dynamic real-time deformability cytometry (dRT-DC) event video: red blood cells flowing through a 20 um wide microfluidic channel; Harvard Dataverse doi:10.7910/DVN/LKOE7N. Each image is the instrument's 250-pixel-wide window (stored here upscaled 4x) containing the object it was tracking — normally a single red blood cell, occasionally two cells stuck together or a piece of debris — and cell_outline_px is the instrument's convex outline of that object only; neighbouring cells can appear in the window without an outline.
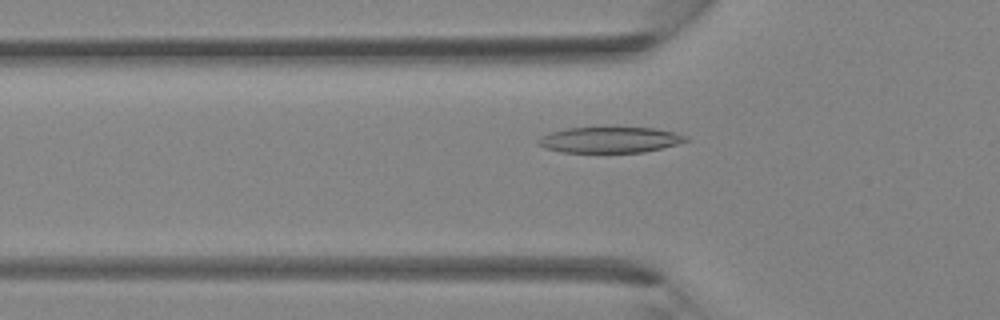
{"species": "Egyptian fruit bat (a non-hibernating species)", "species_latin": "Rousettus aegyptiacus", "temperature_condition": "room temperature", "stored_images_in_passage": 39, "camera_frame_rate_fps": 3000, "um_per_image_px": 0.085, "animal": {"sex": "female"}, "frame": {"image": 1, "passage_image": 13, "time_ms": 4.0, "image_size_px": [1000, 320], "cell_outline_px": [[688, 140], [676, 144], [644, 152], [560, 152], [548, 148], [540, 144], [536, 140], [552, 132], [568, 128], [652, 128], [672, 132], [684, 136]], "centroid_in_image_um": [51.82, 11.89], "position_along_channel_um": 74.0, "area_um2": 21.5}}
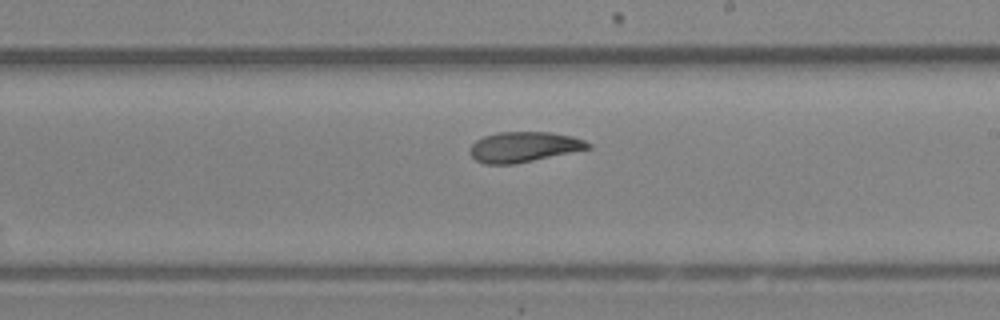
{"frame": {"image": 2, "passage_image": 23, "time_ms": 7.333, "image_size_px": [1000, 320], "cell_outline_px": [[592, 148], [516, 164], [484, 164], [476, 160], [468, 152], [472, 144], [476, 140], [484, 136], [500, 132], [548, 132], [572, 136], [584, 140], [592, 144]], "centroid_in_image_um": [44.53, 12.49], "position_along_channel_um": 244.5, "area_um2": 20.92}}
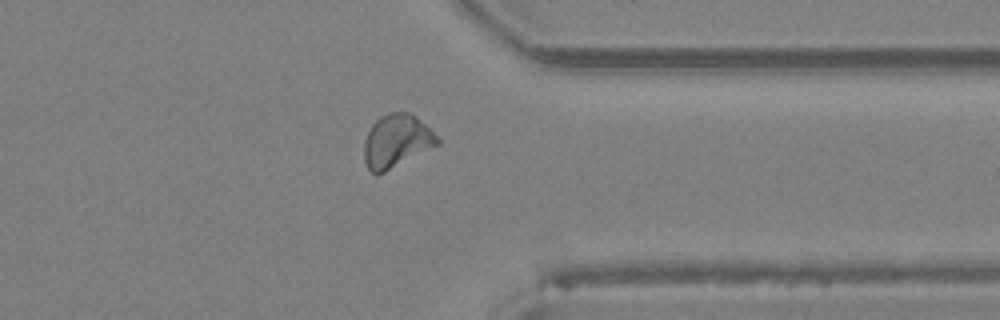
{"frame": {"image": 3, "passage_image": 31, "time_ms": 10.0, "image_size_px": [1000, 320], "cell_outline_px": [[440, 144], [376, 176], [368, 168], [364, 160], [364, 140], [372, 124], [380, 116], [388, 112], [408, 112], [416, 116], [440, 140]], "centroid_in_image_um": [33.68, 11.99], "position_along_channel_um": 377.7, "area_um2": 22.54}}